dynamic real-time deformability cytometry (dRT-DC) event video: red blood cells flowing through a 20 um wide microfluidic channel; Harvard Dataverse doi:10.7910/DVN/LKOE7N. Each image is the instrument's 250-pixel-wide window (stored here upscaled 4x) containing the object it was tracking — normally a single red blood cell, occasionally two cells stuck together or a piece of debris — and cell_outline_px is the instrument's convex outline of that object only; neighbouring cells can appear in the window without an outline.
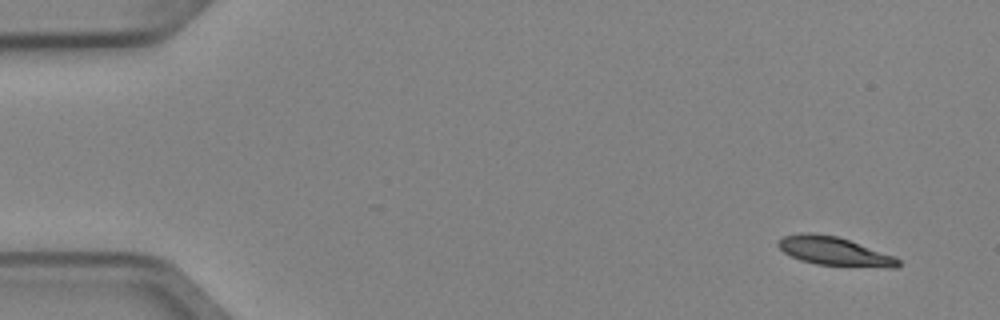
{"species": "Egyptian fruit bat (a non-hibernating species)", "species_latin": "Rousettus aegyptiacus", "temperature_condition": "cold", "stored_images_in_passage": 6, "camera_frame_rate_fps": 3000, "um_per_image_px": 0.085, "animal": {"sex": "female"}, "frame": {"image": 1, "passage_image": 1, "time_ms": 0.0, "image_size_px": [1000, 320], "cell_outline_px": [[900, 264], [896, 268], [888, 268], [816, 264], [800, 260], [784, 252], [776, 244], [784, 236], [804, 232], [808, 232], [836, 236], [848, 240], [892, 256], [900, 260]], "centroid_in_image_um": [70.89, 21.36], "position_along_channel_um": 14.1, "area_um2": 19.65}}
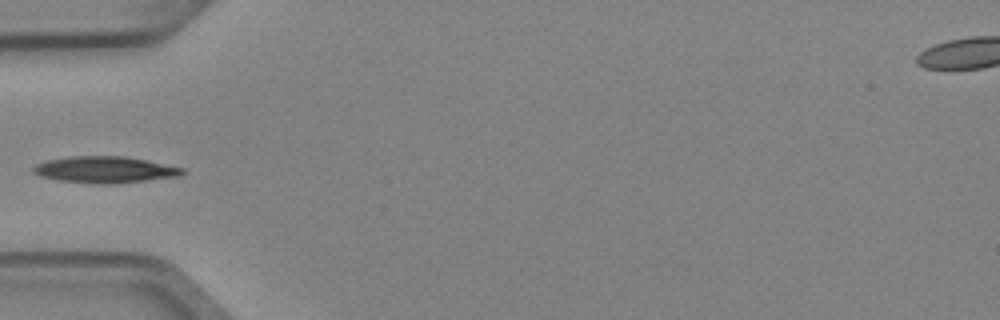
{"frame": {"image": 2, "passage_image": 5, "time_ms": 1.333, "image_size_px": [1000, 320], "cell_outline_px": [[184, 172], [176, 176], [112, 184], [96, 184], [60, 180], [40, 176], [32, 172], [32, 168], [36, 164], [48, 160], [68, 156], [124, 156], [184, 168]], "centroid_in_image_um": [8.84, 14.41], "position_along_channel_um": 76.2, "area_um2": 22.66}}
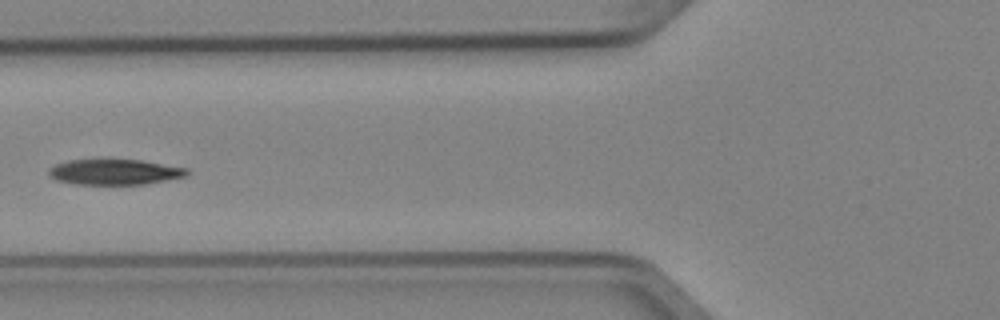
{"frame": {"image": 3, "passage_image": 6, "time_ms": 1.667, "image_size_px": [1000, 320], "cell_outline_px": [[188, 172], [184, 176], [144, 184], [76, 184], [56, 180], [48, 172], [48, 168], [56, 164], [68, 160], [104, 156], [140, 160], [188, 168]], "centroid_in_image_um": [9.67, 14.56], "position_along_channel_um": 116.1, "area_um2": 21.21}}